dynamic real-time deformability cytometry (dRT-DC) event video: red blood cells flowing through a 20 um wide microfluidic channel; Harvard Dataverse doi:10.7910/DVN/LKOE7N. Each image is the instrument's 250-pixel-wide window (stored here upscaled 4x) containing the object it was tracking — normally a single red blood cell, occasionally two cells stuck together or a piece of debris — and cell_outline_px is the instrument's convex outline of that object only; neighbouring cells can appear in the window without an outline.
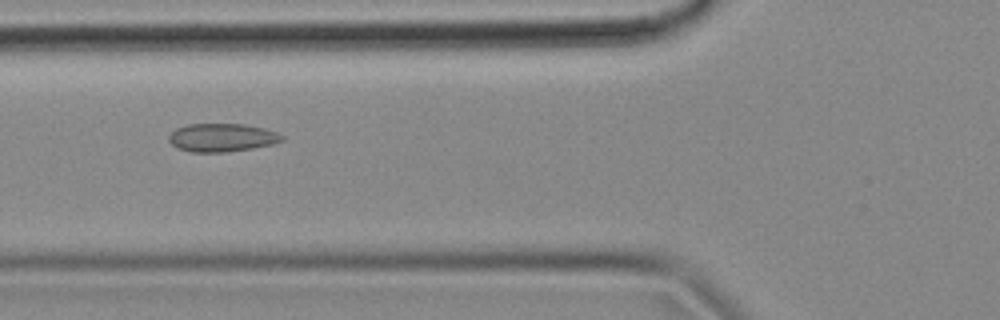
{"species": "common noctule bat (a hibernating species)", "species_latin": "Nyctalus noctula", "temperature_condition": "cold", "stored_images_in_passage": 45, "camera_frame_rate_fps": 3000, "um_per_image_px": 0.085, "animal": {"sex": "female", "body_mass_g": 18.4}, "frame": {"image": 1, "passage_image": 11, "time_ms": 3.333, "image_size_px": [1000, 320], "cell_outline_px": [[284, 140], [272, 144], [252, 148], [224, 152], [192, 152], [176, 148], [168, 140], [168, 136], [176, 128], [188, 124], [244, 124], [276, 132], [284, 136]], "centroid_in_image_um": [18.83, 11.7], "position_along_channel_um": 107.0, "area_um2": 18.5}}
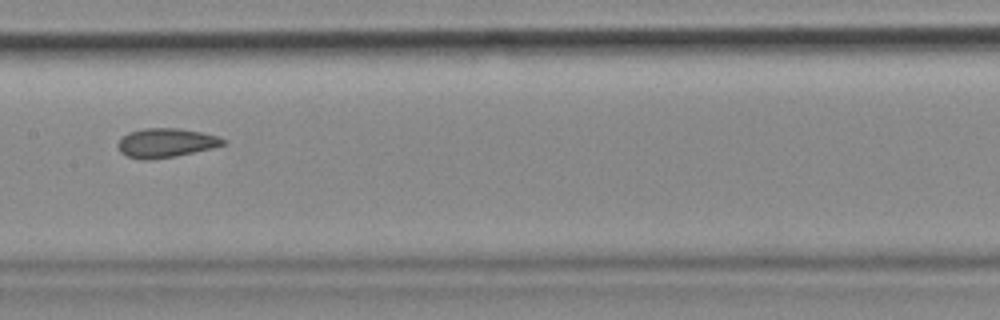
{"frame": {"image": 2, "passage_image": 18, "time_ms": 5.667, "image_size_px": [1000, 320], "cell_outline_px": [[228, 144], [212, 148], [176, 156], [148, 160], [144, 160], [128, 156], [120, 152], [116, 144], [128, 132], [144, 128], [180, 128], [200, 132], [216, 136], [228, 140]], "centroid_in_image_um": [14.12, 12.14], "position_along_channel_um": 193.3, "area_um2": 17.92}}
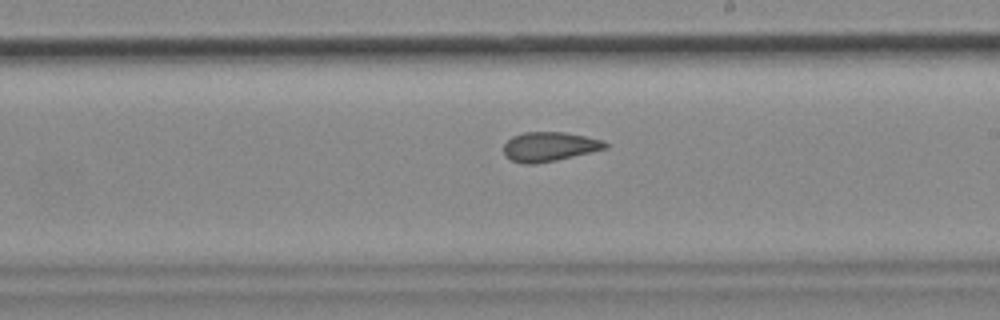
{"frame": {"image": 3, "passage_image": 22, "time_ms": 7.0, "image_size_px": [1000, 320], "cell_outline_px": [[608, 148], [556, 160], [532, 164], [524, 164], [512, 160], [504, 156], [504, 144], [512, 136], [524, 132], [564, 132], [604, 140], [608, 144]], "centroid_in_image_um": [46.69, 12.46], "position_along_channel_um": 242.3, "area_um2": 17.34}, "authors_computed_cell_mechanics": {"area_um2": 18.3226, "velocity_mm_per_s": 3.7037, "shape_relaxation_time_tau1_ms": null, "shape_relaxation_time_tau2_ms": 1.571, "deformation_change_tau1": null, "deformation_change_tau2": 0.0658}}